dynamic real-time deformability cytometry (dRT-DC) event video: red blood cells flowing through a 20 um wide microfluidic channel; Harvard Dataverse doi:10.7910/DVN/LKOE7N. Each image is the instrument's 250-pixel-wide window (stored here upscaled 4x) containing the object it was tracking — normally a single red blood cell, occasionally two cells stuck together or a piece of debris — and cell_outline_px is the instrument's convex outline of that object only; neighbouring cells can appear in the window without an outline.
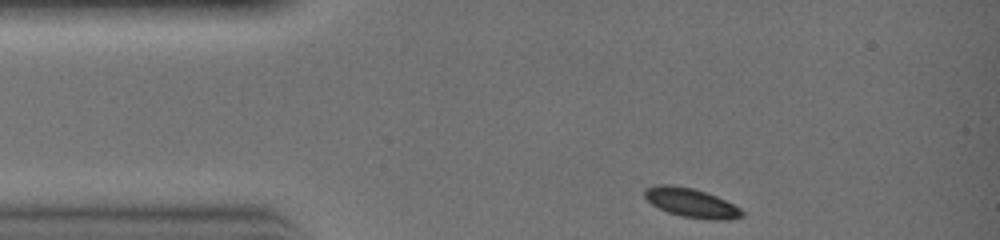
{"species": "common noctule bat (a hibernating species)", "species_latin": "Nyctalus noctula", "temperature_condition": "warm", "stored_images_in_passage": 4, "camera_frame_rate_fps": 3000, "um_per_image_px": 0.085, "animal": {"sex": "female", "body_mass_g": 19.0, "forearm_length_mm": 51.5}, "frame": {"image": 1, "passage_image": 1, "time_ms": 0.0, "image_size_px": [1000, 240], "cell_outline_px": [[744, 216], [732, 220], [712, 220], [680, 216], [668, 212], [652, 204], [644, 196], [644, 188], [656, 184], [672, 184], [692, 188], [716, 196], [740, 208], [744, 212]], "centroid_in_image_um": [58.75, 17.24], "position_along_channel_um": 26.2, "area_um2": 16.59}}